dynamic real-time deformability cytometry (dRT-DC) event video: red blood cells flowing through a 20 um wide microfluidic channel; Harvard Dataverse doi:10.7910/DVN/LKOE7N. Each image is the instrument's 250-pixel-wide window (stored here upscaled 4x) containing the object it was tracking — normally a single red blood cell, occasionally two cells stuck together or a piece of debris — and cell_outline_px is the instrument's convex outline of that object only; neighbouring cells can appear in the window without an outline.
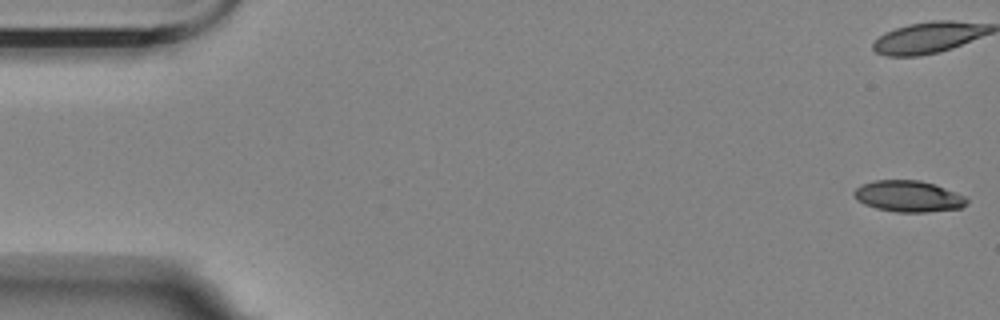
{"species": "Egyptian fruit bat (a non-hibernating species)", "species_latin": "Rousettus aegyptiacus", "temperature_condition": "room temperature", "stored_images_in_passage": 58, "camera_frame_rate_fps": 3000, "um_per_image_px": 0.085, "animal": {"sex": "female"}, "frame": {"image": 1, "passage_image": 1, "time_ms": 0.0, "image_size_px": [1000, 320], "cell_outline_px": [[968, 204], [960, 208], [928, 212], [896, 212], [876, 208], [864, 204], [856, 200], [852, 192], [856, 188], [864, 184], [876, 180], [920, 180], [944, 188], [964, 196], [968, 200]], "centroid_in_image_um": [77.19, 16.69], "position_along_channel_um": 7.8, "area_um2": 20.4}}
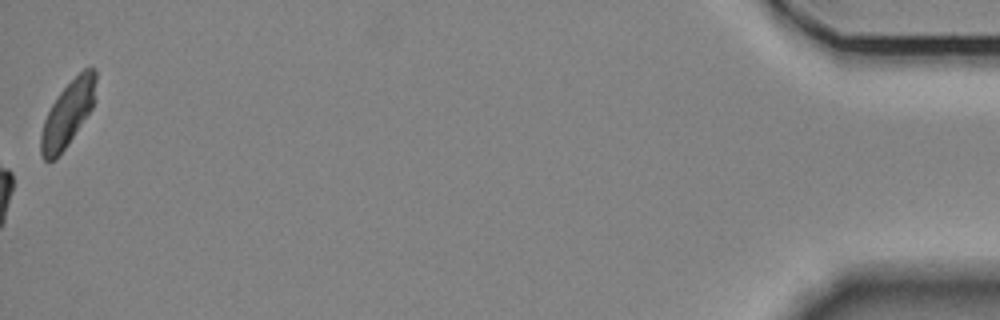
{"frame": {"image": 2, "passage_image": 58, "time_ms": 19.0, "image_size_px": [1000, 320], "cell_outline_px": [[96, 100], [92, 108], [68, 144], [52, 160], [44, 160], [40, 152], [40, 136], [44, 120], [52, 104], [60, 92], [84, 68], [96, 68]], "centroid_in_image_um": [5.78, 9.64], "position_along_channel_um": 429.4, "area_um2": 20.58}, "authors_computed_cell_mechanics": {"area_um2": 22.1085, "velocity_mm_per_s": 3.5052, "shape_relaxation_time_tau1_ms": null, "shape_relaxation_time_tau2_ms": 5.4652, "deformation_change_tau1": null, "deformation_change_tau2": 0.1129}}